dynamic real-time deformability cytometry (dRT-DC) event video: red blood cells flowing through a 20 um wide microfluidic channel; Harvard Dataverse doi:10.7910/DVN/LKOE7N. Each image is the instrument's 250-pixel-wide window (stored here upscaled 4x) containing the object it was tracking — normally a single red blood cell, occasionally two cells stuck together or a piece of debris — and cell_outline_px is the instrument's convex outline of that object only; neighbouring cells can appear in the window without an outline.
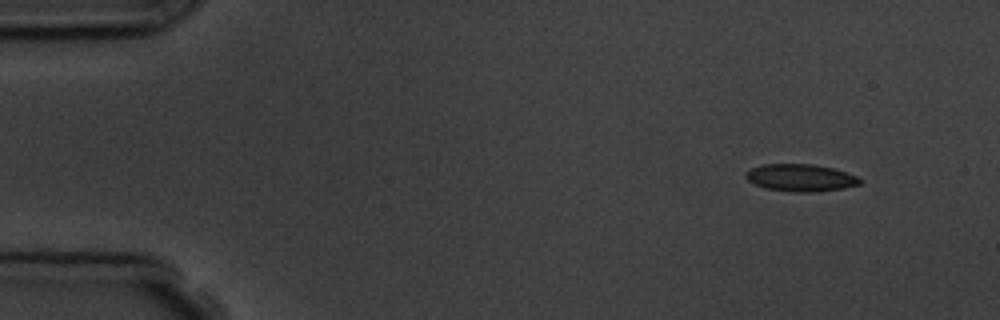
{"species": "common noctule bat (a hibernating species)", "species_latin": "Nyctalus noctula", "temperature_condition": "room temperature", "stored_images_in_passage": 4, "camera_frame_rate_fps": 3000, "um_per_image_px": 0.085, "animal": {"sex": "male", "body_mass_g": 19.5, "forearm_length_mm": 54.6}, "frame": {"image": 1, "passage_image": 1, "time_ms": 0.0, "image_size_px": [1000, 320], "cell_outline_px": [[860, 184], [844, 188], [812, 192], [792, 192], [764, 188], [748, 180], [744, 176], [744, 172], [760, 164], [812, 164], [832, 168], [856, 176], [860, 180]], "centroid_in_image_um": [67.99, 15.11], "position_along_channel_um": 17.0, "area_um2": 18.03}}
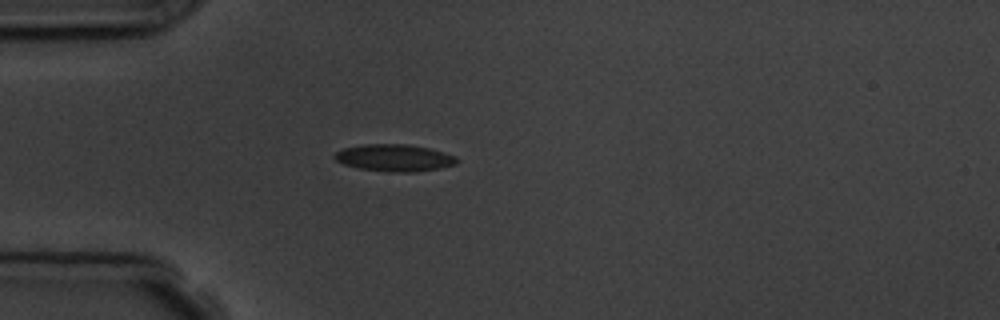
{"frame": {"image": 2, "passage_image": 4, "time_ms": 3.333, "image_size_px": [1000, 320], "cell_outline_px": [[460, 160], [456, 164], [440, 168], [416, 172], [388, 172], [360, 168], [344, 164], [336, 160], [332, 156], [336, 152], [344, 148], [364, 144], [408, 144], [428, 148], [444, 152], [456, 156]], "centroid_in_image_um": [33.55, 13.42], "position_along_channel_um": 51.4, "area_um2": 19.31}}